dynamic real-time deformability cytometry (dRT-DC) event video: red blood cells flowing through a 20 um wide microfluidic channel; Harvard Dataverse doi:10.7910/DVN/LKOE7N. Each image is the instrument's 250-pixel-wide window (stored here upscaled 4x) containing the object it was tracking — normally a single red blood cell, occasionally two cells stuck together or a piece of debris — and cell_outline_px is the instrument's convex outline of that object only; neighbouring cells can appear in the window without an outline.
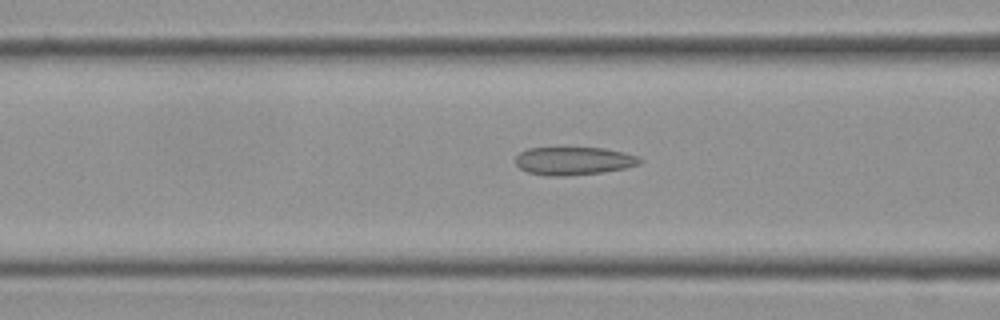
{"species": "Egyptian fruit bat (a non-hibernating species)", "species_latin": "Rousettus aegyptiacus", "temperature_condition": "cold", "stored_images_in_passage": 29, "camera_frame_rate_fps": 3000, "um_per_image_px": 0.085, "frame": {"image": 1, "passage_image": 16, "time_ms": 5.0, "image_size_px": [1000, 320], "cell_outline_px": [[644, 160], [640, 164], [624, 168], [600, 172], [556, 176], [552, 176], [528, 172], [520, 168], [516, 164], [516, 156], [520, 152], [528, 148], [604, 148], [624, 152], [636, 156]], "centroid_in_image_um": [48.77, 13.66], "position_along_channel_um": 117.8, "area_um2": 20.0}}
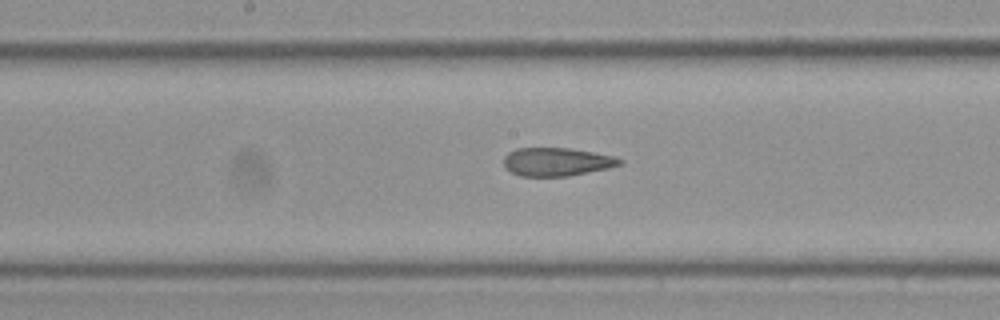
{"frame": {"image": 2, "passage_image": 23, "time_ms": 7.333, "image_size_px": [1000, 320], "cell_outline_px": [[624, 160], [620, 164], [608, 168], [568, 176], [520, 176], [504, 168], [504, 156], [508, 152], [516, 148], [568, 148], [616, 156]], "centroid_in_image_um": [47.3, 13.75], "position_along_channel_um": 200.9, "area_um2": 19.13}}
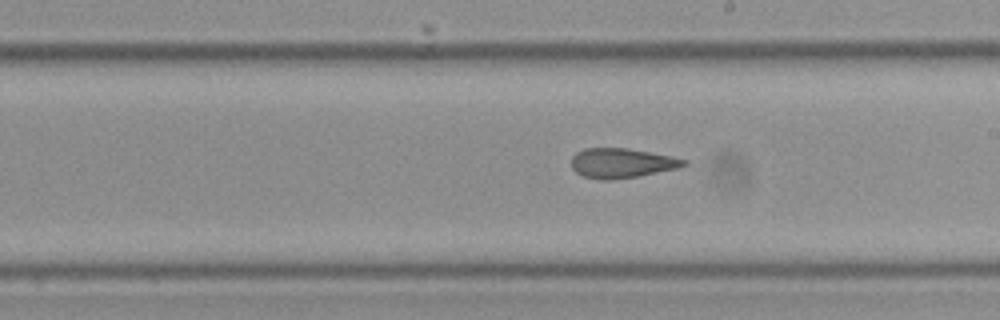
{"frame": {"image": 3, "passage_image": 26, "time_ms": 8.333, "image_size_px": [1000, 320], "cell_outline_px": [[688, 164], [676, 168], [636, 176], [608, 180], [600, 180], [584, 176], [576, 172], [572, 168], [572, 156], [576, 152], [584, 148], [628, 148], [672, 156], [688, 160]], "centroid_in_image_um": [52.83, 13.85], "position_along_channel_um": 236.2, "area_um2": 19.31}}